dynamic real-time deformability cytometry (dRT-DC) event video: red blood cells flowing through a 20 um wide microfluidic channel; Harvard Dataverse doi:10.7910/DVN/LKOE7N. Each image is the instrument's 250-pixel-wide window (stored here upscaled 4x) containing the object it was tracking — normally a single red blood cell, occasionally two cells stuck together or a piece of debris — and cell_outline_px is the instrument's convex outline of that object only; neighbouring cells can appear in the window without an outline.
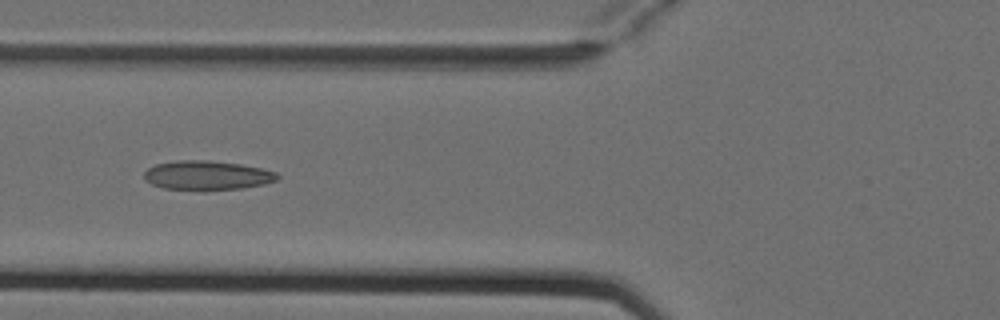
{"species": "Egyptian fruit bat (a non-hibernating species)", "species_latin": "Rousettus aegyptiacus", "temperature_condition": "cold", "stored_images_in_passage": 6, "camera_frame_rate_fps": 3000, "um_per_image_px": 0.085, "animal": {"sex": "female"}, "frame": {"image": 1, "passage_image": 5, "time_ms": 1.333, "image_size_px": [1000, 320], "cell_outline_px": [[280, 176], [276, 180], [264, 184], [240, 188], [204, 192], [164, 188], [152, 184], [144, 180], [144, 172], [148, 168], [156, 164], [180, 160], [208, 160], [240, 164], [260, 168], [276, 172]], "centroid_in_image_um": [17.58, 14.93], "position_along_channel_um": 108.2, "area_um2": 23.06}}
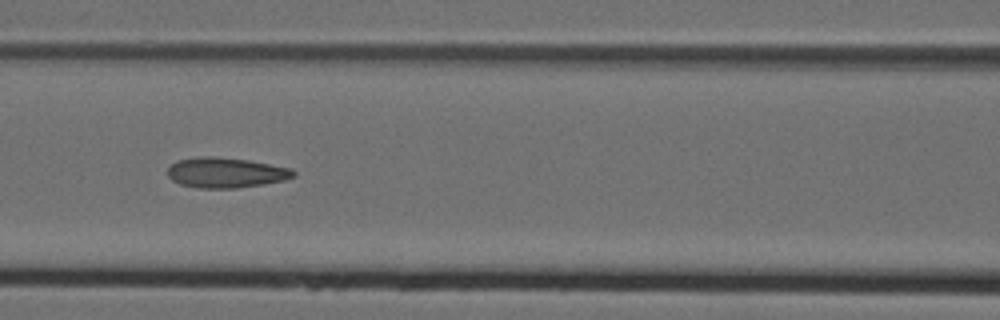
{"frame": {"image": 2, "passage_image": 6, "time_ms": 1.667, "image_size_px": [1000, 320], "cell_outline_px": [[296, 176], [284, 180], [236, 188], [196, 188], [180, 184], [172, 180], [168, 176], [168, 168], [172, 164], [180, 160], [196, 156], [212, 156], [248, 160], [288, 168], [296, 172]], "centroid_in_image_um": [19.16, 14.67], "position_along_channel_um": 147.4, "area_um2": 21.96}}